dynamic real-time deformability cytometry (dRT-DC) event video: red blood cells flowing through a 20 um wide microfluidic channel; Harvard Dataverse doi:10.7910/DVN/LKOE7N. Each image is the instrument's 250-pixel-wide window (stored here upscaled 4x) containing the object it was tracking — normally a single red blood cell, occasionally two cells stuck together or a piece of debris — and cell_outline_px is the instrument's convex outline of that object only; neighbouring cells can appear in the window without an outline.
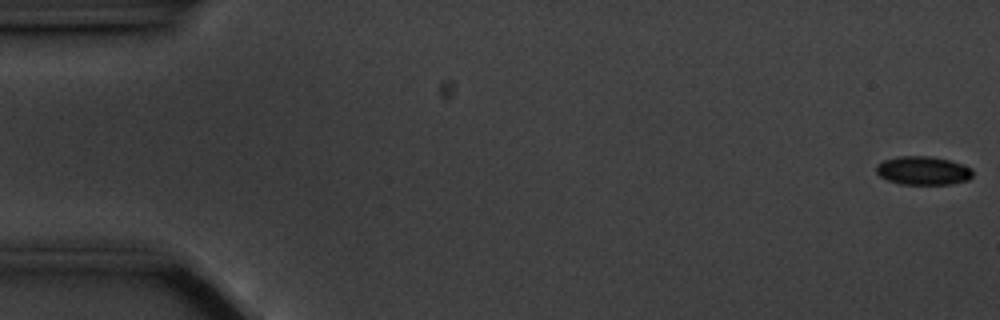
{"species": "common noctule bat (a hibernating species)", "species_latin": "Nyctalus noctula", "temperature_condition": "cold", "stored_images_in_passage": 52, "camera_frame_rate_fps": 3000, "um_per_image_px": 0.085, "animal": {"sex": "male", "body_mass_g": 20.1, "forearm_length_mm": 53.5}, "frame": {"image": 1, "passage_image": 1, "time_ms": 0.0, "image_size_px": [1000, 320], "cell_outline_px": [[972, 176], [968, 180], [952, 184], [900, 184], [888, 180], [880, 176], [876, 172], [876, 164], [884, 160], [900, 156], [932, 156], [948, 160], [972, 168]], "centroid_in_image_um": [78.45, 14.5], "position_along_channel_um": 6.6, "area_um2": 16.01}}
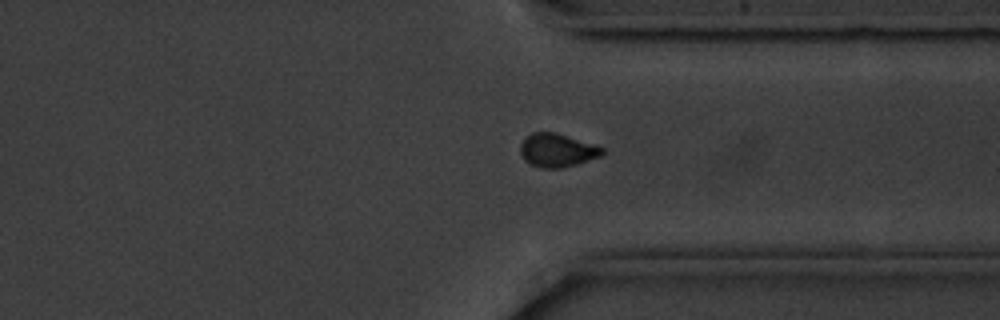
{"frame": {"image": 2, "passage_image": 43, "time_ms": 14.0, "image_size_px": [1000, 320], "cell_outline_px": [[604, 152], [600, 156], [576, 164], [560, 168], [544, 168], [528, 164], [524, 160], [520, 152], [520, 144], [532, 132], [556, 132], [604, 148]], "centroid_in_image_um": [47.33, 12.78], "position_along_channel_um": 364.1, "area_um2": 15.78}}
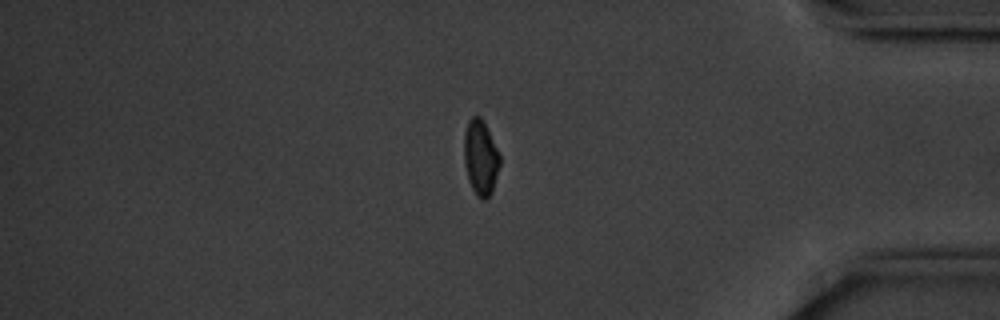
{"frame": {"image": 3, "passage_image": 48, "time_ms": 15.667, "image_size_px": [1000, 320], "cell_outline_px": [[500, 164], [492, 192], [484, 200], [480, 200], [476, 196], [468, 180], [464, 164], [464, 132], [468, 120], [472, 116], [480, 116], [500, 156]], "centroid_in_image_um": [40.82, 13.43], "position_along_channel_um": 394.4, "area_um2": 15.55}}